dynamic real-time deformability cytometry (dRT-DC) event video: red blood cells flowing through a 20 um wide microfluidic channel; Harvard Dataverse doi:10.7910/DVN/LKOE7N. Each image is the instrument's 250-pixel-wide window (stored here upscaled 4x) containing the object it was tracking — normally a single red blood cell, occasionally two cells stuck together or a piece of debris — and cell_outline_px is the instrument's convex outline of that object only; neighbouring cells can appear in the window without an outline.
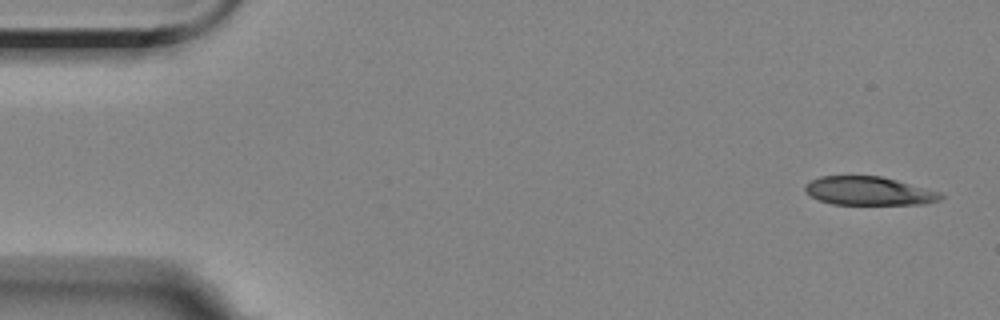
{"species": "Egyptian fruit bat (a non-hibernating species)", "species_latin": "Rousettus aegyptiacus", "temperature_condition": "room temperature", "stored_images_in_passage": 5, "camera_frame_rate_fps": 3000, "um_per_image_px": 0.085, "animal": {"sex": "female"}, "frame": {"image": 1, "passage_image": 1, "time_ms": 0.0, "image_size_px": [1000, 320], "cell_outline_px": [[944, 196], [940, 200], [924, 204], [832, 204], [820, 200], [804, 192], [804, 184], [820, 176], [880, 176], [896, 180], [940, 192]], "centroid_in_image_um": [73.83, 16.23], "position_along_channel_um": 11.2, "area_um2": 22.43}}
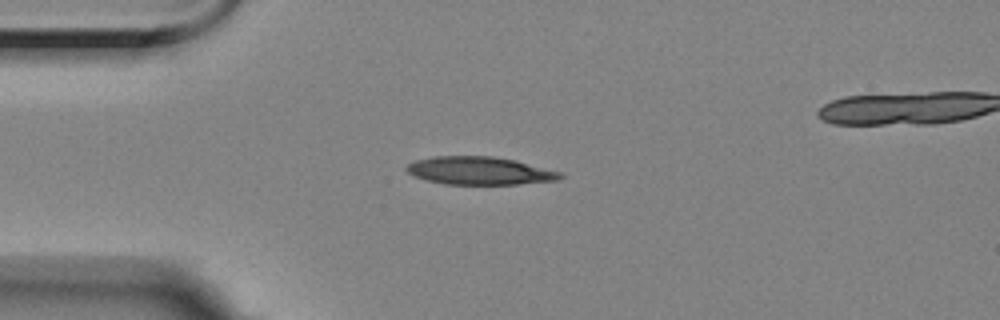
{"frame": {"image": 2, "passage_image": 4, "time_ms": 3.667, "image_size_px": [1000, 320], "cell_outline_px": [[564, 176], [560, 180], [516, 184], [444, 184], [428, 180], [416, 176], [408, 172], [404, 168], [408, 164], [416, 160], [432, 156], [492, 156], [516, 160], [560, 172]], "centroid_in_image_um": [40.77, 14.51], "position_along_channel_um": 44.2, "area_um2": 24.91}}